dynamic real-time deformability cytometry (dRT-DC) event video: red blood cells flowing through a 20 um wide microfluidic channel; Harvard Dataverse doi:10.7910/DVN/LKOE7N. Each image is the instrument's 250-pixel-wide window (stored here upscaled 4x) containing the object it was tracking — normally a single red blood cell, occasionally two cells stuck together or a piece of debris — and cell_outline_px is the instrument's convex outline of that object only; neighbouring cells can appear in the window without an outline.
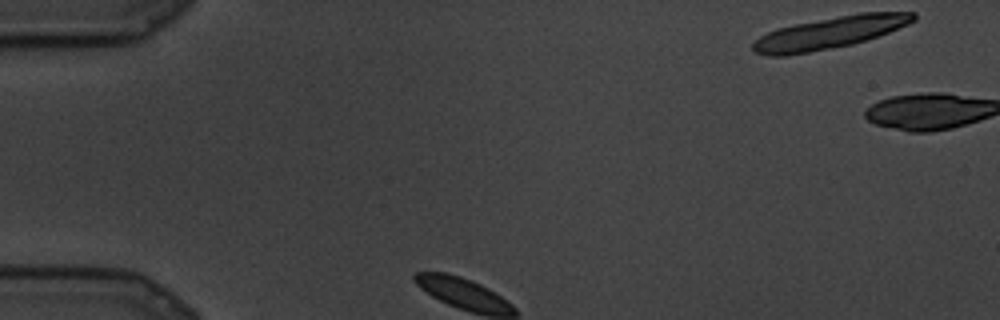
{"species": "common noctule bat (a hibernating species)", "species_latin": "Nyctalus noctula", "temperature_condition": "cold", "stored_images_in_passage": 61, "camera_frame_rate_fps": 3000, "um_per_image_px": 0.085, "animal": {"sex": "male", "body_mass_g": 19.5, "forearm_length_mm": 54.6}, "frame": {"image": 1, "passage_image": 1, "time_ms": 0.0, "image_size_px": [1000, 320], "cell_outline_px": [[916, 20], [908, 24], [888, 32], [852, 44], [808, 52], [784, 56], [768, 56], [756, 52], [752, 48], [752, 44], [760, 36], [776, 28], [796, 24], [860, 12], [916, 12]], "centroid_in_image_um": [70.52, 2.78], "position_along_channel_um": 14.5, "area_um2": 29.48}}
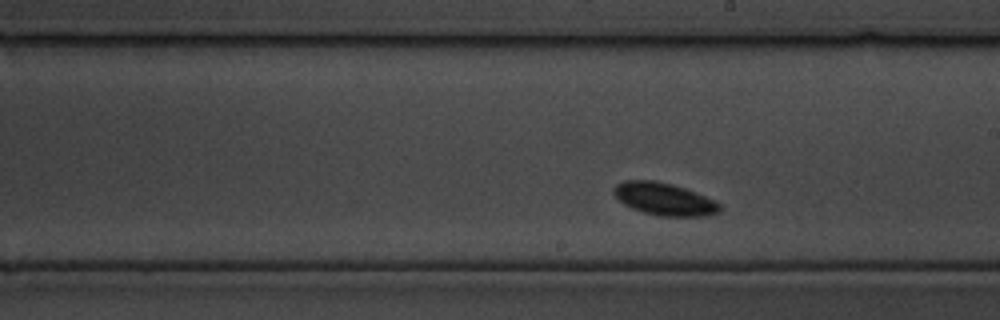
{"frame": {"image": 2, "passage_image": 31, "time_ms": 10.0, "image_size_px": [1000, 320], "cell_outline_px": [[724, 208], [720, 212], [708, 216], [660, 216], [644, 212], [632, 208], [624, 204], [612, 192], [612, 188], [616, 184], [624, 180], [652, 180], [672, 184], [684, 188], [716, 200]], "centroid_in_image_um": [56.49, 16.92], "position_along_channel_um": 232.5, "area_um2": 20.17}}
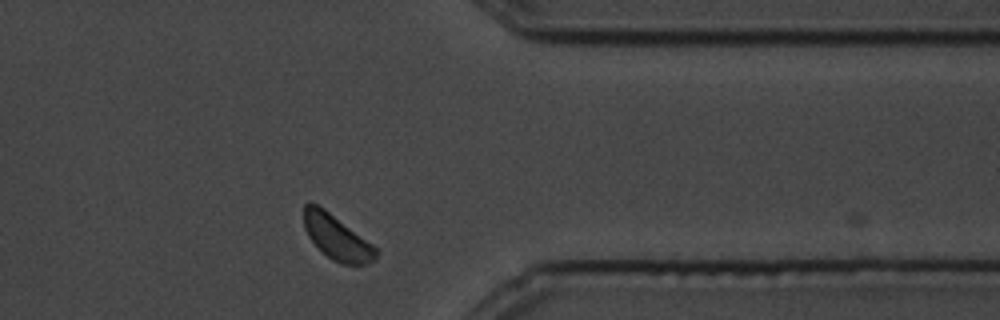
{"frame": {"image": 3, "passage_image": 53, "time_ms": 17.333, "image_size_px": [1000, 320], "cell_outline_px": [[380, 248], [376, 260], [364, 264], [340, 264], [332, 260], [308, 236], [304, 228], [304, 204], [308, 200], [324, 208]], "centroid_in_image_um": [28.68, 20.16], "position_along_channel_um": 382.7, "area_um2": 19.02}}